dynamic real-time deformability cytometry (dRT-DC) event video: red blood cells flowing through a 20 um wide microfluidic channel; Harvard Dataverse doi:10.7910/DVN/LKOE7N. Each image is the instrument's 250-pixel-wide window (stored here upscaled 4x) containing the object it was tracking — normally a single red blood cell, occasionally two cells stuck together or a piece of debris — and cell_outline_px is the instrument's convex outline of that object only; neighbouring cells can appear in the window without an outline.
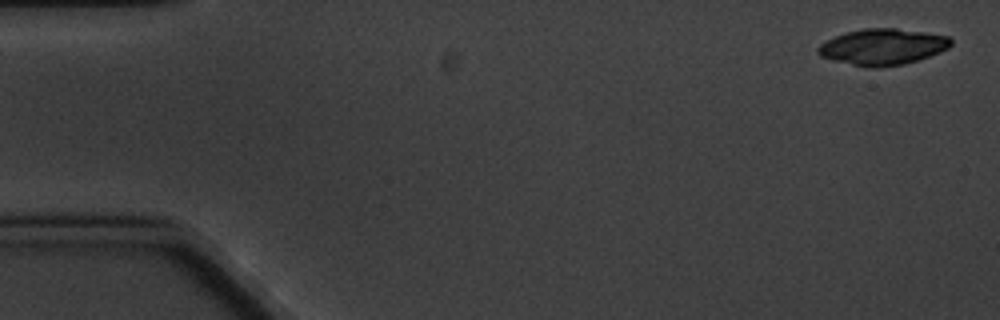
{"species": "common noctule bat (a hibernating species)", "species_latin": "Nyctalus noctula", "temperature_condition": "cold", "stored_images_in_passage": 7, "camera_frame_rate_fps": 3000, "um_per_image_px": 0.085, "animal": {"sex": "male", "body_mass_g": 20.1, "forearm_length_mm": 53.5}, "frame": {"image": 1, "passage_image": 1, "time_ms": 0.0, "image_size_px": [1000, 320], "cell_outline_px": [[952, 44], [948, 48], [940, 52], [904, 64], [880, 68], [868, 68], [832, 60], [820, 56], [816, 52], [816, 48], [820, 44], [844, 32], [864, 28], [896, 28], [924, 32], [948, 36], [952, 40]], "centroid_in_image_um": [75.0, 3.98], "position_along_channel_um": 10.0, "area_um2": 28.09}}
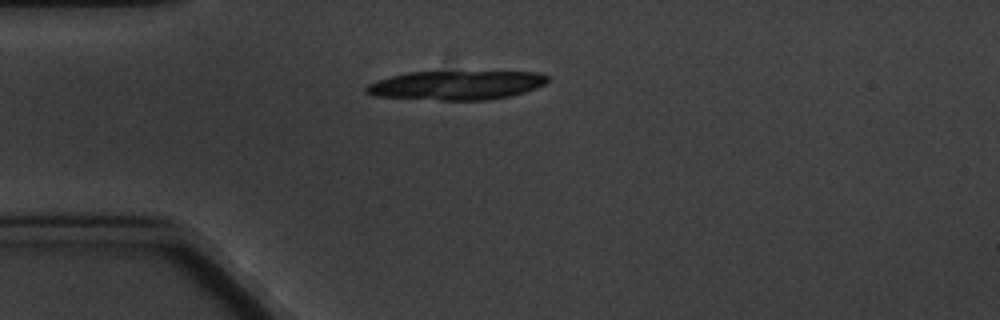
{"frame": {"image": 2, "passage_image": 4, "time_ms": 4.333, "image_size_px": [1000, 320], "cell_outline_px": [[548, 80], [544, 84], [536, 88], [524, 92], [508, 96], [488, 100], [440, 100], [372, 96], [364, 92], [364, 88], [368, 84], [376, 80], [408, 72], [540, 72], [548, 76]], "centroid_in_image_um": [38.75, 7.25], "position_along_channel_um": 46.3, "area_um2": 30.69}}